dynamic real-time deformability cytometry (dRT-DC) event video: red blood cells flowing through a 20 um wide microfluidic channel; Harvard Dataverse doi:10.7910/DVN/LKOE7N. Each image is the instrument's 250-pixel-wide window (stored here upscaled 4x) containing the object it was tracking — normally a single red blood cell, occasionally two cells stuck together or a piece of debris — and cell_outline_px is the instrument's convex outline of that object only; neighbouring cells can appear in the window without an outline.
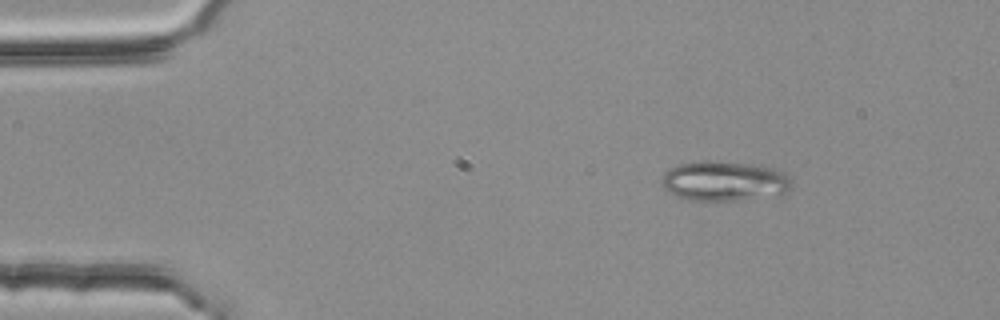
{"species": "common noctule bat (a hibernating species)", "species_latin": "Nyctalus noctula", "temperature_condition": "room temperature", "stored_images_in_passage": 2, "camera_frame_rate_fps": 3000, "um_per_image_px": 0.085, "animal": {"sex": "female", "body_mass_g": 25.1}, "frame": {"image": 1, "passage_image": 1, "time_ms": 0.0, "image_size_px": [1000, 320], "cell_outline_px": [[792, 184], [788, 192], [780, 196], [736, 200], [692, 200], [676, 196], [664, 188], [664, 172], [680, 164], [756, 164], [772, 168], [784, 172], [788, 176]], "centroid_in_image_um": [61.68, 15.45], "position_along_channel_um": 23.3, "area_um2": 29.07}}